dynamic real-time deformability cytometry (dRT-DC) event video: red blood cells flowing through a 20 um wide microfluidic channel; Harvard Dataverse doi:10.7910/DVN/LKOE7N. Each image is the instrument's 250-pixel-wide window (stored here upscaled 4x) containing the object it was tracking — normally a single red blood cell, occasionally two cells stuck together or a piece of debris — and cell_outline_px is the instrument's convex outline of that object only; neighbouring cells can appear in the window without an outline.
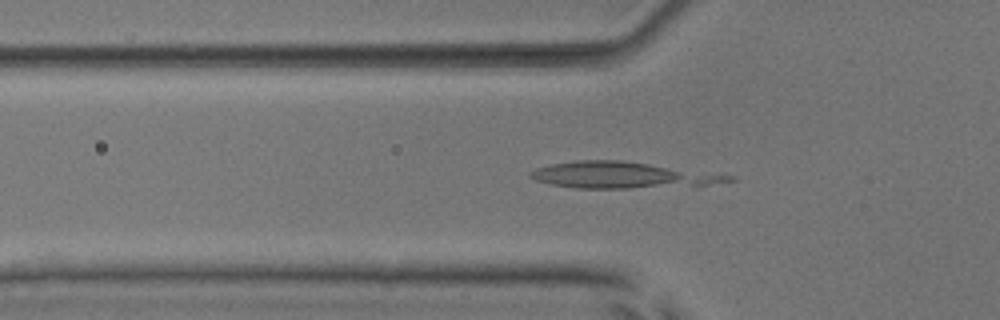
{"species": "common noctule bat (a hibernating species)", "species_latin": "Nyctalus noctula", "temperature_condition": "room temperature", "stored_images_in_passage": 53, "camera_frame_rate_fps": 3000, "um_per_image_px": 0.085, "animal": {"sex": "male", "body_mass_g": 17.9, "forearm_length_mm": 54.2}, "frame": {"image": 1, "passage_image": 18, "time_ms": 5.667, "image_size_px": [1000, 320], "cell_outline_px": [[736, 180], [696, 188], [576, 188], [548, 184], [536, 180], [528, 176], [528, 172], [536, 168], [552, 164], [576, 160], [620, 160], [724, 172], [736, 176]], "centroid_in_image_um": [53.18, 14.9], "position_along_channel_um": 72.6, "area_um2": 32.08}}